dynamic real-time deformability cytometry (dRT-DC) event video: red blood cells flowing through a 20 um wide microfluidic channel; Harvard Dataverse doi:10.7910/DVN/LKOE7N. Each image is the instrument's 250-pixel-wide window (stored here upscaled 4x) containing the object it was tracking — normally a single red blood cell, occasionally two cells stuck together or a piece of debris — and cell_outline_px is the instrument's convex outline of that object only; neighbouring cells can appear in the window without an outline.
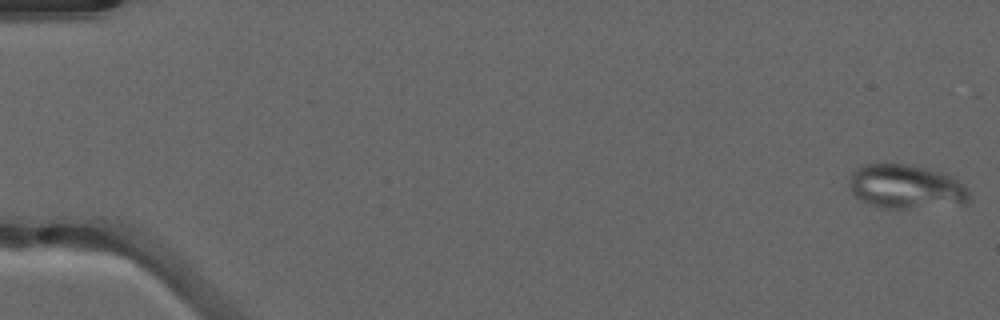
{"species": "common noctule bat (a hibernating species)", "species_latin": "Nyctalus noctula", "temperature_condition": "warm", "stored_images_in_passage": 45, "camera_frame_rate_fps": 3000, "um_per_image_px": 0.085, "animal": {"sex": "male", "forearm_length_mm": 52.5}, "frame": {"image": 1, "passage_image": 1, "time_ms": 0.0, "image_size_px": [1000, 320], "cell_outline_px": [[968, 200], [964, 204], [908, 208], [884, 208], [860, 200], [848, 188], [848, 180], [852, 172], [856, 168], [864, 164], [908, 164], [928, 168], [952, 176], [968, 192]], "centroid_in_image_um": [76.95, 15.86], "position_along_channel_um": 8.1, "area_um2": 30.63}}
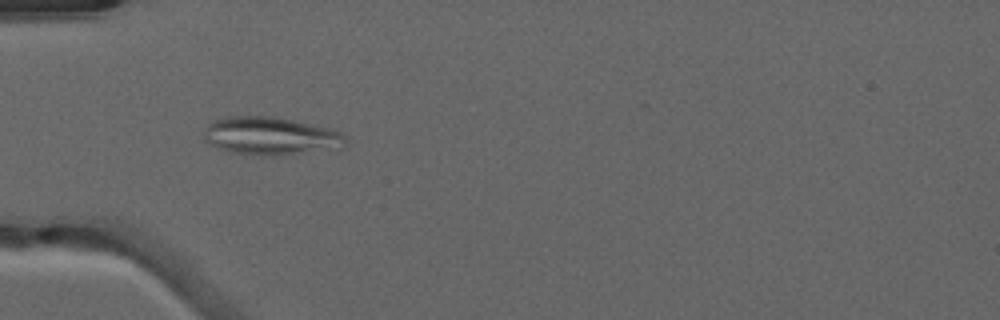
{"frame": {"image": 2, "passage_image": 17, "time_ms": 5.333, "image_size_px": [1000, 320], "cell_outline_px": [[348, 144], [340, 148], [272, 156], [264, 156], [232, 152], [216, 148], [204, 140], [204, 128], [212, 120], [228, 116], [272, 116], [292, 120], [328, 128], [340, 132], [348, 140]], "centroid_in_image_um": [22.96, 11.56], "position_along_channel_um": 62.0, "area_um2": 31.44}}
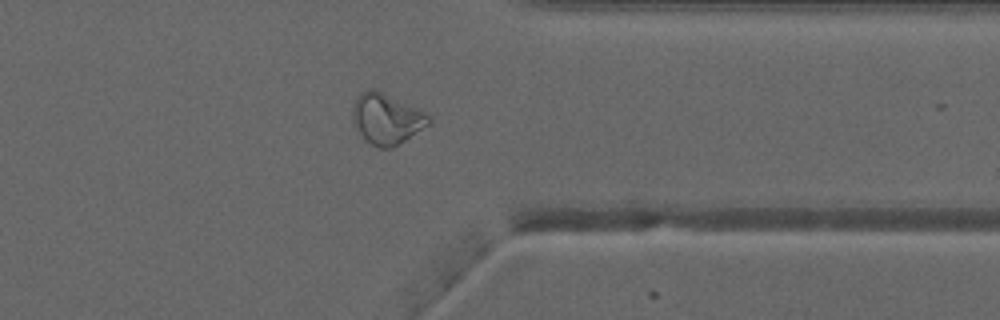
{"frame": {"image": 3, "passage_image": 41, "time_ms": 13.333, "image_size_px": [1000, 320], "cell_outline_px": [[432, 116], [428, 124], [392, 148], [380, 148], [364, 140], [356, 128], [352, 120], [352, 108], [360, 92], [368, 88], [376, 88]], "centroid_in_image_um": [32.81, 10.07], "position_along_channel_um": 378.6, "area_um2": 22.31}, "authors_computed_cell_mechanics": {"area_um2": 23.12, "velocity_mm_per_s": 4.0608, "shape_relaxation_time_tau1_ms": null, "shape_relaxation_time_tau2_ms": 1.4289, "deformation_change_tau1": null, "deformation_change_tau2": 0.0597}}